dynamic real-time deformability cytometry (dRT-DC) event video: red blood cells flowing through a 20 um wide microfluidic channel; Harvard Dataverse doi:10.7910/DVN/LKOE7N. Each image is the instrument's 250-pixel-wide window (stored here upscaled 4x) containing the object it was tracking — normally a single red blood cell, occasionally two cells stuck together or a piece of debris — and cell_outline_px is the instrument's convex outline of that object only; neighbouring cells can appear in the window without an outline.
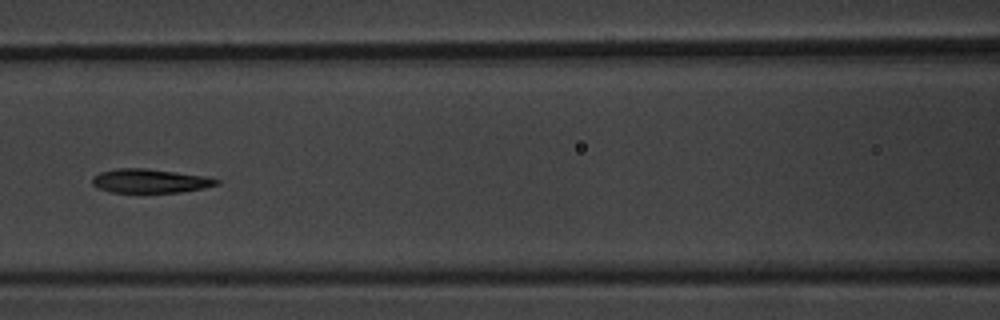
{"species": "common noctule bat (a hibernating species)", "species_latin": "Nyctalus noctula", "temperature_condition": "warm", "stored_images_in_passage": 10, "camera_frame_rate_fps": 3000, "um_per_image_px": 0.085, "animal": {"sex": "male", "body_mass_g": 20.1, "forearm_length_mm": 53.5}, "frame": {"image": 1, "passage_image": 6, "time_ms": 6.0, "image_size_px": [1000, 320], "cell_outline_px": [[220, 184], [204, 188], [180, 192], [108, 192], [96, 188], [92, 184], [92, 176], [100, 172], [116, 168], [144, 168], [208, 176], [220, 180]], "centroid_in_image_um": [12.74, 15.38], "position_along_channel_um": 153.9, "area_um2": 17.51}}
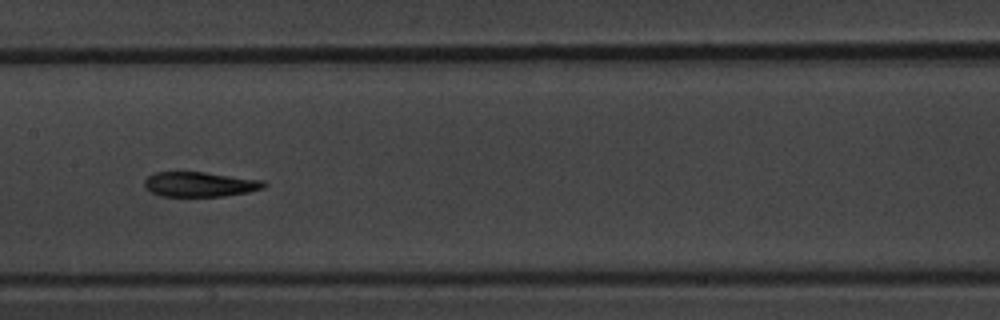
{"frame": {"image": 2, "passage_image": 7, "time_ms": 7.0, "image_size_px": [1000, 320], "cell_outline_px": [[268, 184], [264, 188], [248, 192], [224, 196], [160, 196], [144, 188], [144, 180], [148, 176], [156, 172], [204, 172], [264, 180]], "centroid_in_image_um": [17.0, 15.66], "position_along_channel_um": 190.4, "area_um2": 17.4}}